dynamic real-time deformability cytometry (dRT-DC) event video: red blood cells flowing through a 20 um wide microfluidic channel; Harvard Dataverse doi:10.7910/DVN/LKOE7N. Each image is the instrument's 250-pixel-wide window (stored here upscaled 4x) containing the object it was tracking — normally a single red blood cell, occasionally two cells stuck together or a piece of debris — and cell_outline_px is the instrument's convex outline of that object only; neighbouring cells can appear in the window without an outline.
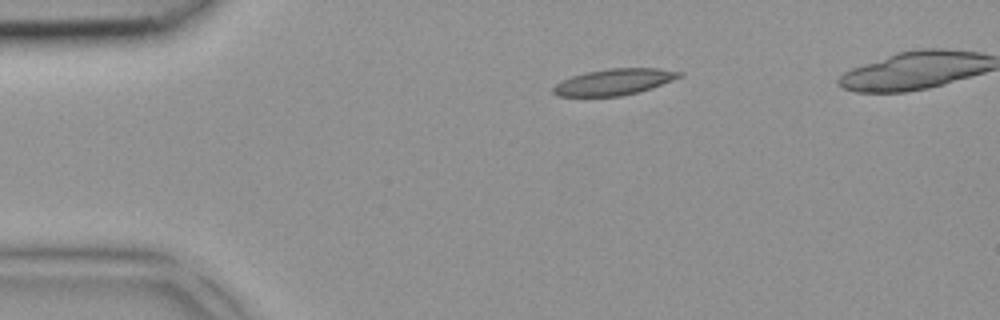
{"species": "common noctule bat (a hibernating species)", "species_latin": "Nyctalus noctula", "temperature_condition": "room temperature", "stored_images_in_passage": 4, "camera_frame_rate_fps": 3000, "um_per_image_px": 0.085, "animal": {"sex": "female", "body_mass_g": 18.4}, "frame": {"image": 1, "passage_image": 4, "time_ms": 1.0, "image_size_px": [1000, 320], "cell_outline_px": [[684, 76], [652, 88], [620, 96], [556, 96], [552, 92], [552, 88], [556, 84], [572, 76], [588, 72], [608, 68], [660, 68], [684, 72]], "centroid_in_image_um": [52.25, 6.95], "position_along_channel_um": 32.8, "area_um2": 19.25}}